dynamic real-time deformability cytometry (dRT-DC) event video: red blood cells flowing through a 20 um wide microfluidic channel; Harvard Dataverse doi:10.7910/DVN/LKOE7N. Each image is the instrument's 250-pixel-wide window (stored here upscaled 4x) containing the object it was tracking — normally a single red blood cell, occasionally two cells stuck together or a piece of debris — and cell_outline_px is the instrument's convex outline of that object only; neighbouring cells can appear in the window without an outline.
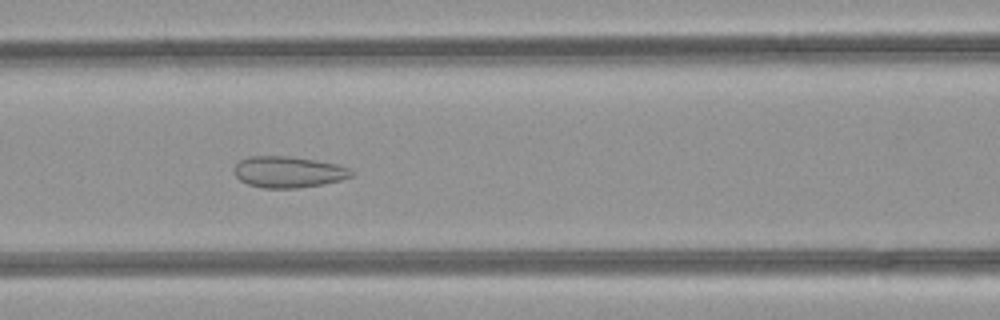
{"species": "common noctule bat (a hibernating species)", "species_latin": "Nyctalus noctula", "temperature_condition": "room temperature", "stored_images_in_passage": 48, "camera_frame_rate_fps": 3000, "um_per_image_px": 0.085, "animal": {"sex": "female", "body_mass_g": 21.9}, "frame": {"image": 1, "passage_image": 20, "time_ms": 6.333, "image_size_px": [1000, 320], "cell_outline_px": [[356, 172], [352, 176], [340, 180], [320, 184], [296, 188], [264, 188], [248, 184], [240, 180], [236, 176], [236, 164], [240, 160], [248, 156], [292, 156], [316, 160], [336, 164], [352, 168]], "centroid_in_image_um": [24.55, 14.6], "position_along_channel_um": 142.0, "area_um2": 21.33}}
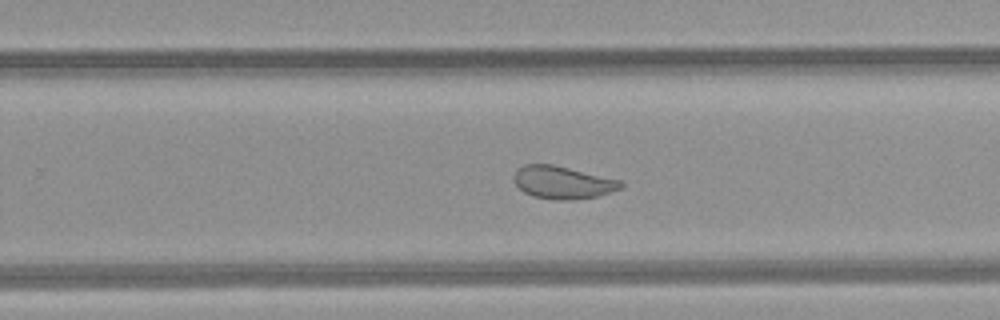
{"frame": {"image": 2, "passage_image": 30, "time_ms": 9.667, "image_size_px": [1000, 320], "cell_outline_px": [[624, 184], [620, 188], [596, 196], [576, 200], [552, 200], [532, 196], [524, 192], [512, 180], [512, 176], [516, 168], [524, 164], [552, 164], [624, 180]], "centroid_in_image_um": [47.8, 15.5], "position_along_channel_um": 282.0, "area_um2": 20.69}}
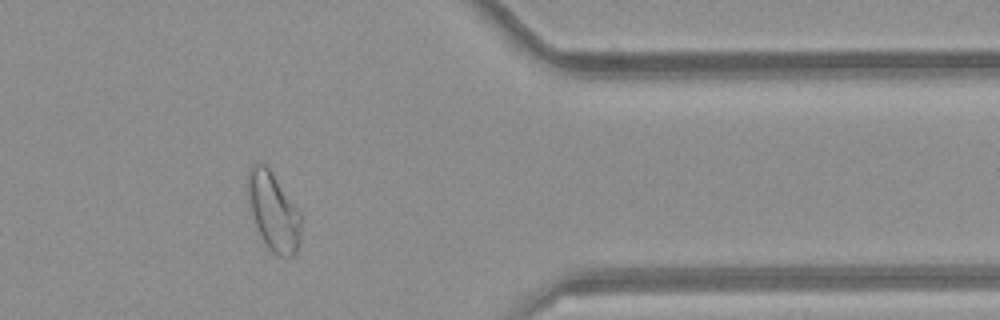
{"frame": {"image": 3, "passage_image": 39, "time_ms": 12.667, "image_size_px": [1000, 320], "cell_outline_px": [[300, 244], [296, 252], [292, 256], [280, 256], [272, 252], [268, 248], [260, 236], [248, 204], [248, 168], [256, 160], [264, 160], [268, 164], [300, 212]], "centroid_in_image_um": [23.22, 17.89], "position_along_channel_um": 388.2, "area_um2": 24.8}, "authors_computed_cell_mechanics": {"area_um2": 26.2701, "velocity_mm_per_s": 4.2118, "shape_relaxation_time_tau1_ms": null, "shape_relaxation_time_tau2_ms": 0.7548, "deformation_change_tau1": null, "deformation_change_tau2": 0.0536}}